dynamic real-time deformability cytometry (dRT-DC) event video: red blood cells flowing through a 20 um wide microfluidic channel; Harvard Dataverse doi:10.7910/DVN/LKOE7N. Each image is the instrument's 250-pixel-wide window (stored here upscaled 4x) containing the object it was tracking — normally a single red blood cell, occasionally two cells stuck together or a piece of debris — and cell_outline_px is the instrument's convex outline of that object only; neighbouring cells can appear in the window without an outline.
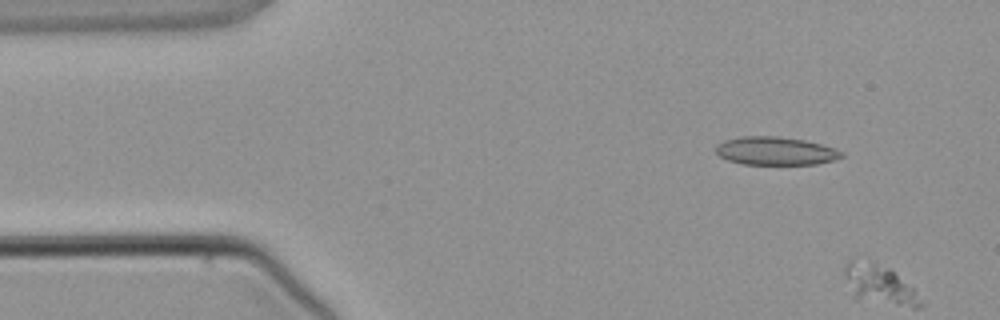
{"species": "common noctule bat (a hibernating species)", "species_latin": "Nyctalus noctula", "temperature_condition": "warm", "stored_images_in_passage": 6, "camera_frame_rate_fps": 3000, "um_per_image_px": 0.085, "animal": {"sex": "male", "body_mass_g": 21.5, "forearm_length_mm": 52.0}, "frame": {"image": 1, "passage_image": 2, "time_ms": 1.0, "image_size_px": [1000, 320], "cell_outline_px": [[844, 156], [832, 160], [816, 164], [740, 164], [728, 160], [720, 156], [716, 152], [716, 144], [724, 140], [740, 136], [776, 136], [804, 140], [836, 148], [844, 152]], "centroid_in_image_um": [65.9, 12.82], "position_along_channel_um": 19.1, "area_um2": 20.69}}
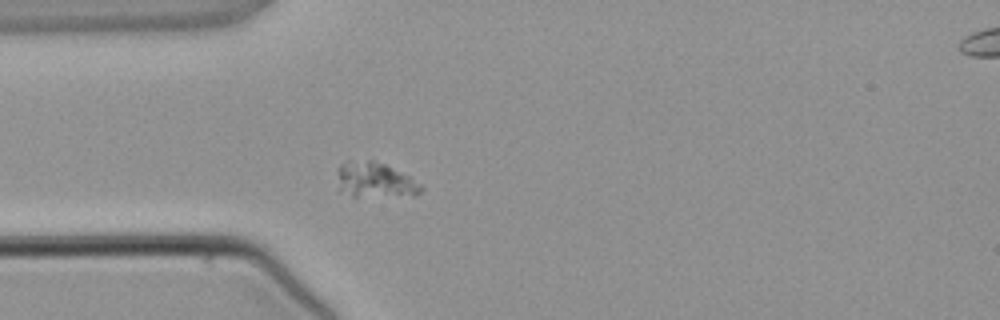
{"frame": {"image": 2, "passage_image": 5, "time_ms": 4.667, "image_size_px": [1000, 320], "cell_outline_px": [[424, 188], [416, 196], [352, 196], [340, 188], [336, 172], [336, 168], [340, 164], [368, 160], [372, 160], [384, 164], [424, 184]], "centroid_in_image_um": [31.93, 15.32], "position_along_channel_um": 53.1, "area_um2": 17.05}}